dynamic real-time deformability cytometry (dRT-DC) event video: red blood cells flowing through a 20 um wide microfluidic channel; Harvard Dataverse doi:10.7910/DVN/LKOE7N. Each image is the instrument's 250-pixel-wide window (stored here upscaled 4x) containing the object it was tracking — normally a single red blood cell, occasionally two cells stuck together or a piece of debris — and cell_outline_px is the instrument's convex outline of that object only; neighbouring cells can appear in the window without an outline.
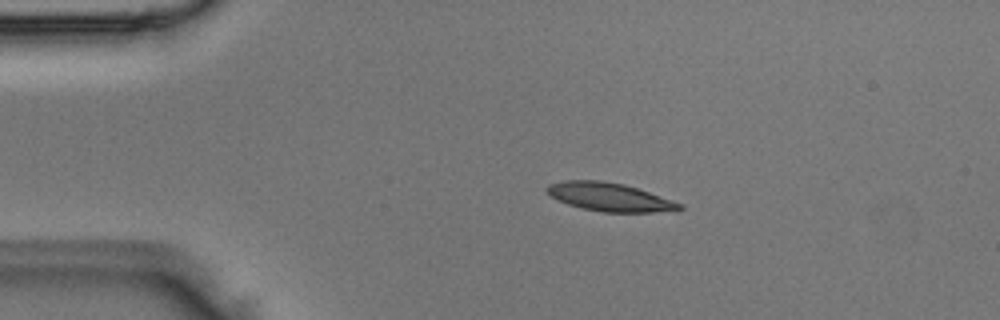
{"species": "Egyptian fruit bat (a non-hibernating species)", "species_latin": "Rousettus aegyptiacus", "temperature_condition": "room temperature", "stored_images_in_passage": 2, "camera_frame_rate_fps": 3000, "um_per_image_px": 0.085, "animal": {"sex": "male"}, "frame": {"image": 1, "passage_image": 1, "time_ms": 0.0, "image_size_px": [1000, 320], "cell_outline_px": [[684, 208], [652, 212], [600, 212], [580, 208], [568, 204], [552, 196], [544, 188], [548, 184], [564, 180], [600, 180], [624, 184], [684, 204]], "centroid_in_image_um": [51.77, 16.74], "position_along_channel_um": 33.2, "area_um2": 21.73}}